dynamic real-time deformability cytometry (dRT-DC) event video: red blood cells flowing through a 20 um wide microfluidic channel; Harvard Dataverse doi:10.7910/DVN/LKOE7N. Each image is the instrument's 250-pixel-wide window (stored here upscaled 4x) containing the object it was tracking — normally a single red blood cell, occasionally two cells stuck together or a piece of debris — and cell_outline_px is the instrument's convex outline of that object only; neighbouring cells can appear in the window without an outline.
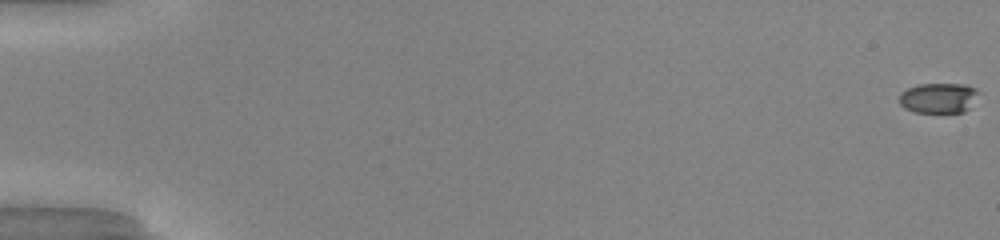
{"species": "common noctule bat (a hibernating species)", "species_latin": "Nyctalus noctula", "temperature_condition": "warm", "stored_images_in_passage": 52, "camera_frame_rate_fps": 3000, "um_per_image_px": 0.085, "animal": {"sex": "male", "body_mass_g": 20.0, "forearm_length_mm": 53.3}, "frame": {"image": 1, "passage_image": 1, "time_ms": 0.0, "image_size_px": [1000, 240], "cell_outline_px": [[980, 92], [968, 108], [964, 112], [912, 112], [904, 108], [900, 104], [900, 92], [916, 84], [968, 84], [976, 88]], "centroid_in_image_um": [79.77, 8.31], "position_along_channel_um": 5.2, "area_um2": 14.05}}
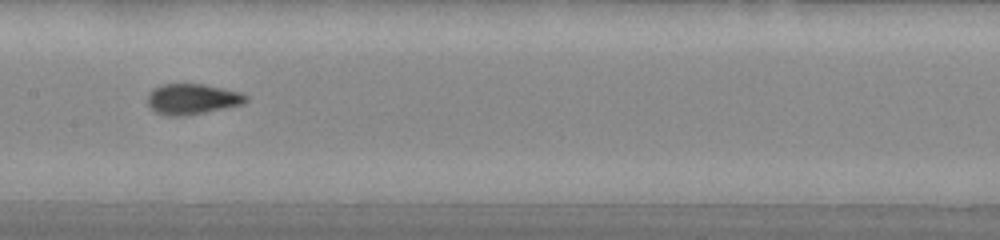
{"frame": {"image": 2, "passage_image": 28, "time_ms": 9.0, "image_size_px": [1000, 240], "cell_outline_px": [[248, 100], [244, 104], [184, 116], [168, 116], [156, 112], [148, 104], [148, 92], [160, 84], [204, 84], [240, 92], [248, 96]], "centroid_in_image_um": [16.34, 8.41], "position_along_channel_um": 191.1, "area_um2": 17.51}}
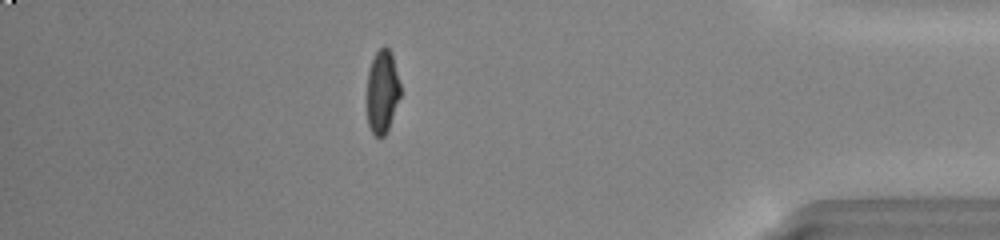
{"frame": {"image": 3, "passage_image": 46, "time_ms": 15.0, "image_size_px": [1000, 240], "cell_outline_px": [[400, 96], [388, 128], [384, 136], [376, 136], [372, 132], [368, 124], [368, 72], [372, 60], [376, 52], [384, 44], [392, 52], [400, 84]], "centroid_in_image_um": [32.51, 7.74], "position_along_channel_um": 402.7, "area_um2": 15.95}}